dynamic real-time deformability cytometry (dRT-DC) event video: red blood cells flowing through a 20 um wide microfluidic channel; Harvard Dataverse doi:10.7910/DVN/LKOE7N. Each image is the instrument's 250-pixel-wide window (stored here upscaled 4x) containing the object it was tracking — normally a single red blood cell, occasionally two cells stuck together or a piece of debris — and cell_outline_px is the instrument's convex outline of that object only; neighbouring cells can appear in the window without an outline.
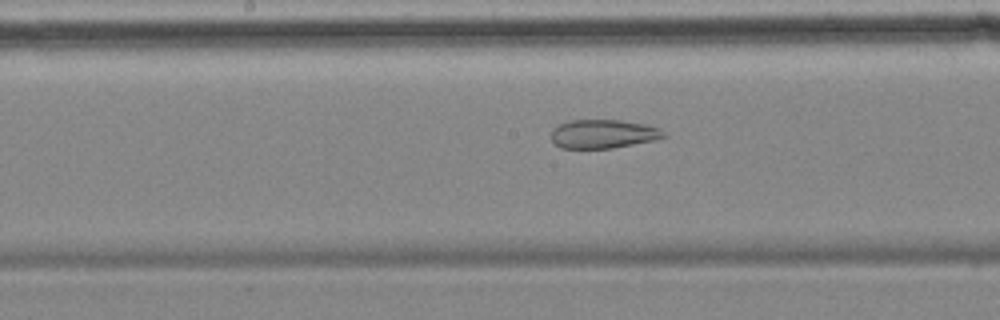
{"species": "common noctule bat (a hibernating species)", "species_latin": "Nyctalus noctula", "temperature_condition": "cold", "stored_images_in_passage": 41, "camera_frame_rate_fps": 3000, "um_per_image_px": 0.085, "animal": {"sex": "female", "body_mass_g": 18.4}, "frame": {"image": 1, "passage_image": 19, "time_ms": 6.0, "image_size_px": [1000, 320], "cell_outline_px": [[668, 136], [656, 140], [612, 148], [560, 148], [552, 140], [552, 128], [568, 120], [620, 120], [644, 124], [660, 128]], "centroid_in_image_um": [51.29, 11.38], "position_along_channel_um": 196.9, "area_um2": 18.9}}
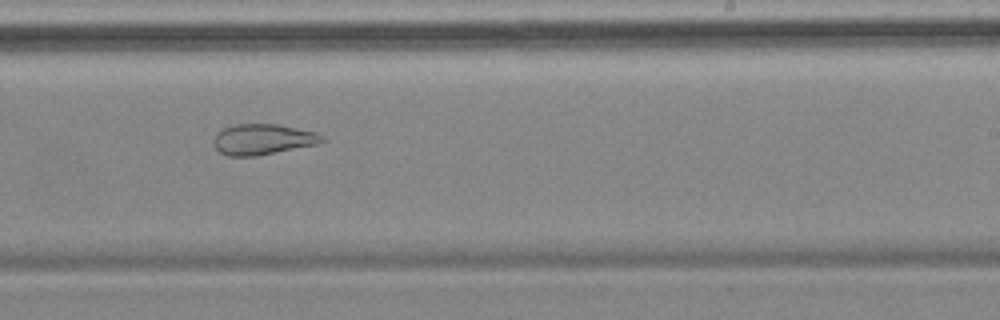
{"frame": {"image": 2, "passage_image": 25, "time_ms": 8.0, "image_size_px": [1000, 320], "cell_outline_px": [[328, 140], [316, 144], [256, 156], [228, 156], [220, 152], [216, 148], [212, 140], [216, 132], [224, 128], [236, 124], [276, 124], [316, 132], [324, 136]], "centroid_in_image_um": [22.33, 11.84], "position_along_channel_um": 266.7, "area_um2": 19.36}}
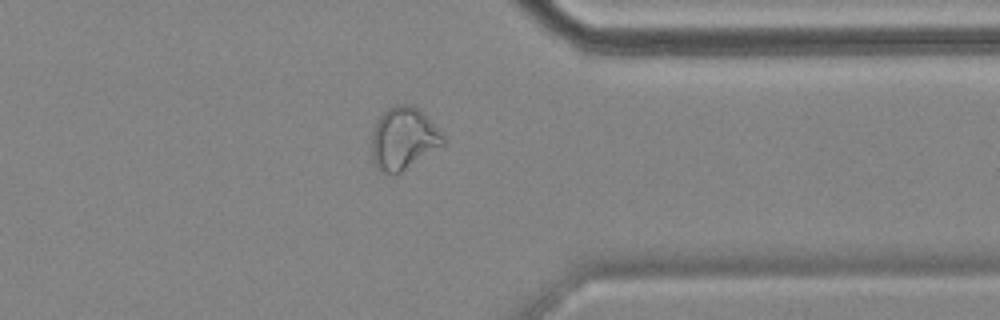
{"frame": {"image": 3, "passage_image": 35, "time_ms": 11.333, "image_size_px": [1000, 320], "cell_outline_px": [[448, 140], [444, 144], [400, 172], [392, 176], [380, 172], [372, 160], [372, 132], [380, 116], [388, 108], [396, 104], [412, 104]], "centroid_in_image_um": [34.26, 11.8], "position_along_channel_um": 377.1, "area_um2": 25.55}, "authors_computed_cell_mechanics": {"area_um2": 24.7962, "velocity_mm_per_s": 3.5083, "shape_relaxation_time_tau1_ms": null, "shape_relaxation_time_tau2_ms": 2.317, "deformation_change_tau1": null, "deformation_change_tau2": 0.0968}}